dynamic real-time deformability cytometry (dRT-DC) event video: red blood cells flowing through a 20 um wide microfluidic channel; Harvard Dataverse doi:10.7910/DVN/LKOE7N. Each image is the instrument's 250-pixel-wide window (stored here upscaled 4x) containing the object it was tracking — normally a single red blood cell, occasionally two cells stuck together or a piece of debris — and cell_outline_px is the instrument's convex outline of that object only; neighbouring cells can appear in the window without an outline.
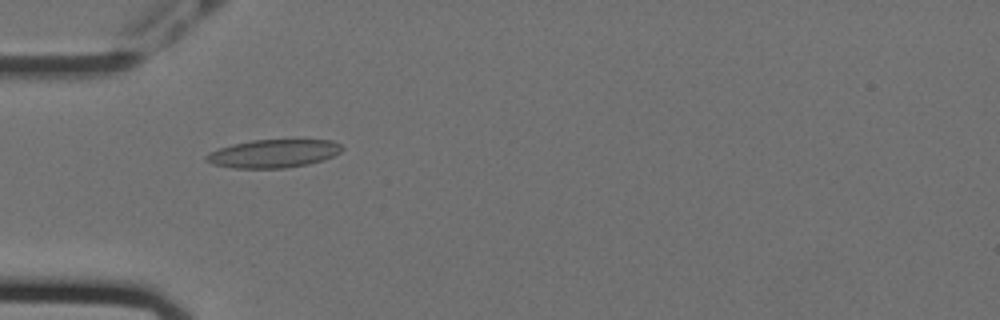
{"species": "Egyptian fruit bat (a non-hibernating species)", "species_latin": "Rousettus aegyptiacus", "temperature_condition": "cold", "stored_images_in_passage": 57, "camera_frame_rate_fps": 3000, "um_per_image_px": 0.085, "animal": {"sex": "female"}, "frame": {"image": 1, "passage_image": 18, "time_ms": 5.667, "image_size_px": [1000, 320], "cell_outline_px": [[344, 148], [340, 152], [324, 160], [308, 164], [284, 168], [232, 168], [212, 164], [204, 160], [204, 156], [208, 152], [232, 144], [252, 140], [332, 140], [340, 144]], "centroid_in_image_um": [23.21, 13.05], "position_along_channel_um": 61.8, "area_um2": 22.37}}
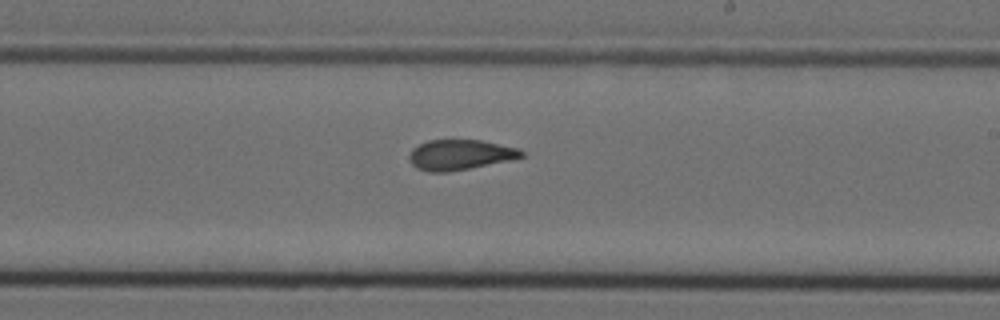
{"frame": {"image": 2, "passage_image": 34, "time_ms": 11.0, "image_size_px": [1000, 320], "cell_outline_px": [[524, 156], [508, 160], [448, 172], [428, 172], [416, 168], [412, 164], [408, 156], [412, 148], [428, 140], [480, 140], [520, 148], [524, 152]], "centroid_in_image_um": [39.08, 13.15], "position_along_channel_um": 249.9, "area_um2": 19.65}}
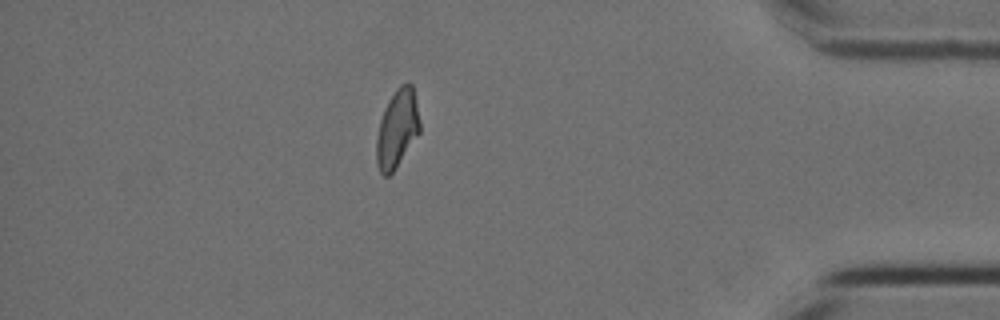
{"frame": {"image": 3, "passage_image": 50, "time_ms": 16.333, "image_size_px": [1000, 320], "cell_outline_px": [[420, 132], [396, 168], [388, 176], [384, 176], [380, 172], [376, 164], [376, 140], [380, 120], [384, 108], [388, 100], [396, 88], [400, 84], [412, 84], [416, 100], [420, 120]], "centroid_in_image_um": [33.75, 10.95], "position_along_channel_um": 401.4, "area_um2": 19.83}, "authors_computed_cell_mechanics": {"area_um2": 20.4034, "velocity_mm_per_s": 3.5632, "shape_relaxation_time_tau1_ms": 5.9314, "shape_relaxation_time_tau2_ms": 1.9532, "deformation_change_tau1": 0.1826, "deformation_change_tau2": 0.0993}}